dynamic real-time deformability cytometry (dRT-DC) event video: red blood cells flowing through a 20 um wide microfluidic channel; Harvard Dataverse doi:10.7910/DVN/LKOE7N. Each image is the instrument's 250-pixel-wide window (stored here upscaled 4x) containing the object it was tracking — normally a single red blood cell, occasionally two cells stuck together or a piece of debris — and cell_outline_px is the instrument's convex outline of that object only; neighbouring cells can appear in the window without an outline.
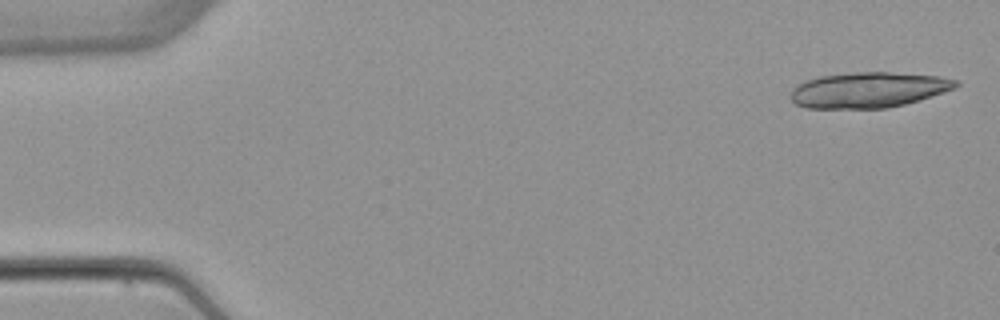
{"species": "common noctule bat (a hibernating species)", "species_latin": "Nyctalus noctula", "temperature_condition": "warm", "stored_images_in_passage": 6, "camera_frame_rate_fps": 3000, "um_per_image_px": 0.085, "animal": {"sex": "female", "body_mass_g": 22.7, "forearm_length_mm": 54.2}, "frame": {"image": 1, "passage_image": 1, "time_ms": 0.0, "image_size_px": [1000, 320], "cell_outline_px": [[960, 84], [956, 88], [920, 100], [888, 108], [804, 108], [796, 104], [788, 96], [792, 88], [796, 84], [820, 76], [856, 72], [888, 72], [940, 76], [960, 80]], "centroid_in_image_um": [73.83, 7.64], "position_along_channel_um": 11.2, "area_um2": 34.45}}
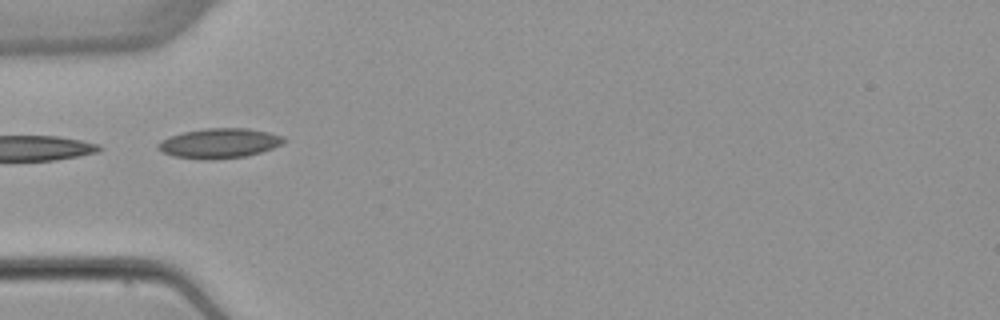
{"frame": {"image": 2, "passage_image": 5, "time_ms": 5.0, "image_size_px": [1000, 320], "cell_outline_px": [[284, 140], [280, 144], [272, 148], [248, 156], [212, 160], [200, 160], [172, 156], [160, 152], [156, 148], [156, 144], [160, 140], [184, 132], [204, 128], [248, 128], [268, 132], [280, 136]], "centroid_in_image_um": [18.55, 12.19], "position_along_channel_um": 66.4, "area_um2": 21.96}}
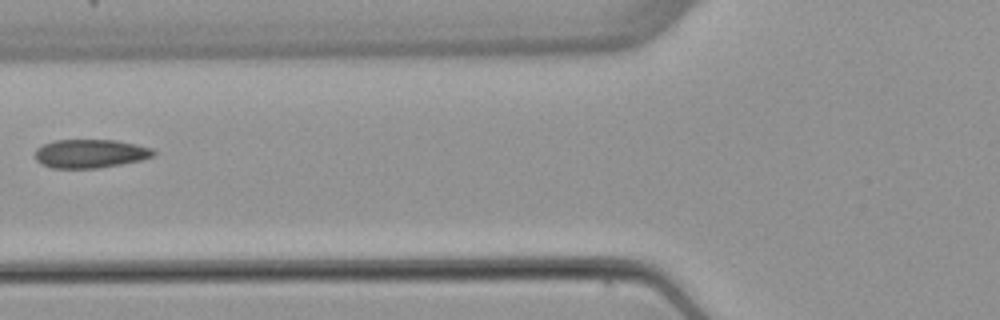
{"frame": {"image": 3, "passage_image": 6, "time_ms": 6.333, "image_size_px": [1000, 320], "cell_outline_px": [[156, 152], [152, 156], [140, 160], [100, 168], [52, 168], [40, 164], [36, 160], [36, 148], [44, 144], [56, 140], [116, 140], [136, 144], [152, 148]], "centroid_in_image_um": [7.66, 13.06], "position_along_channel_um": 118.1, "area_um2": 19.71}}